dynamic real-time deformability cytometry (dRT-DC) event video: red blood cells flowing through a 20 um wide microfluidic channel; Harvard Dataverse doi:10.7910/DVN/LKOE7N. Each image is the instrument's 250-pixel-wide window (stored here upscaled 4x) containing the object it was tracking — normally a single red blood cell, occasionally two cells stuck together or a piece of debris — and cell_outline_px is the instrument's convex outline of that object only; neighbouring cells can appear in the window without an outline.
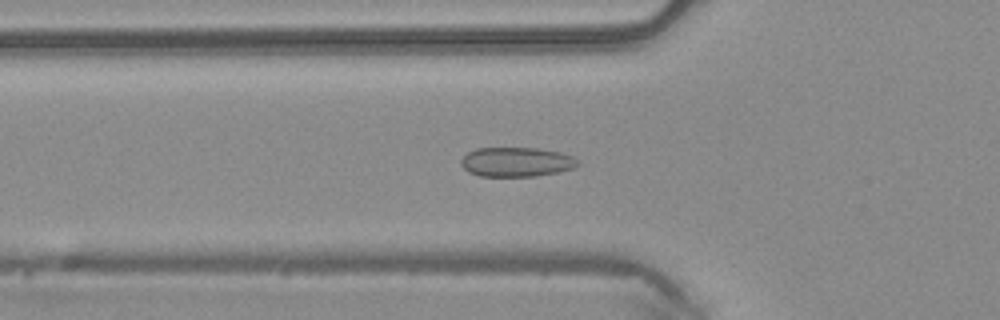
{"species": "common noctule bat (a hibernating species)", "species_latin": "Nyctalus noctula", "temperature_condition": "warm", "stored_images_in_passage": 48, "camera_frame_rate_fps": 3000, "um_per_image_px": 0.085, "animal": {"sex": "male", "body_mass_g": 20.4}, "frame": {"image": 1, "passage_image": 16, "time_ms": 5.0, "image_size_px": [1000, 320], "cell_outline_px": [[580, 164], [572, 168], [560, 172], [536, 176], [480, 176], [468, 172], [460, 164], [460, 160], [468, 152], [476, 148], [536, 148], [560, 152], [572, 156], [580, 160]], "centroid_in_image_um": [43.91, 13.77], "position_along_channel_um": 81.9, "area_um2": 20.17}}
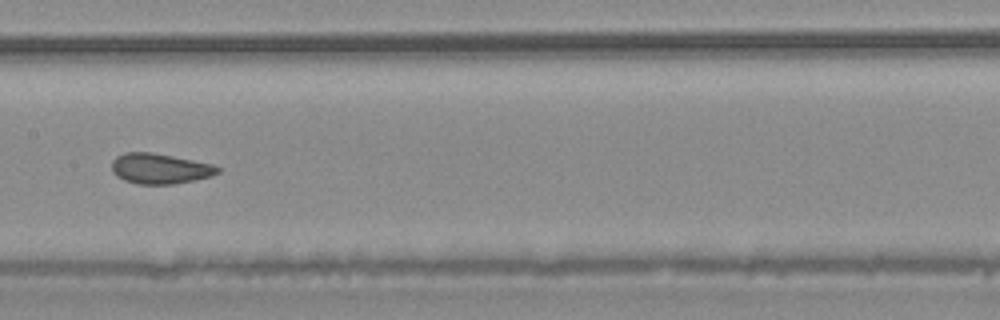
{"frame": {"image": 2, "passage_image": 24, "time_ms": 7.667, "image_size_px": [1000, 320], "cell_outline_px": [[220, 172], [212, 176], [196, 180], [172, 184], [136, 184], [124, 180], [116, 176], [112, 172], [112, 160], [116, 156], [124, 152], [152, 152], [212, 164], [220, 168]], "centroid_in_image_um": [13.57, 14.33], "position_along_channel_um": 193.8, "area_um2": 18.84}}
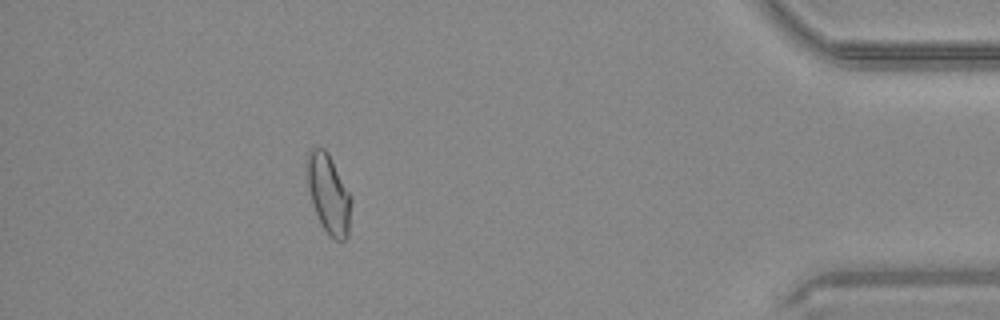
{"frame": {"image": 3, "passage_image": 43, "time_ms": 14.0, "image_size_px": [1000, 320], "cell_outline_px": [[352, 200], [348, 236], [344, 240], [336, 240], [328, 236], [312, 204], [308, 188], [304, 168], [304, 164], [308, 152], [312, 148], [324, 148], [328, 152], [352, 196]], "centroid_in_image_um": [27.92, 16.44], "position_along_channel_um": 407.3, "area_um2": 20.81}, "authors_computed_cell_mechanics": {"area_um2": 19.8543, "velocity_mm_per_s": 4.1643, "shape_relaxation_time_tau1_ms": null, "shape_relaxation_time_tau2_ms": 1.6313, "deformation_change_tau1": null, "deformation_change_tau2": 0.0588}}